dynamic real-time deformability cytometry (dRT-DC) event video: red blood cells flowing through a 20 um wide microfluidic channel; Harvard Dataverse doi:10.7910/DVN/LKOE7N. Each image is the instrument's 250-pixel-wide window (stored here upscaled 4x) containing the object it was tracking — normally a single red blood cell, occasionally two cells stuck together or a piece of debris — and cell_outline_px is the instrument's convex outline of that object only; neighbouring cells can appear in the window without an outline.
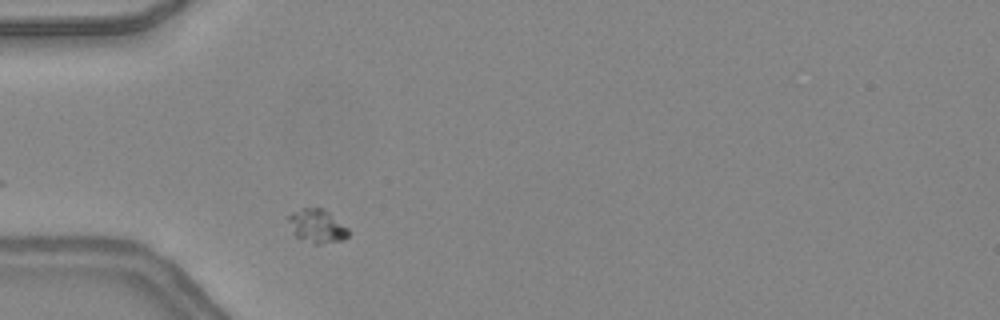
{"species": "common noctule bat (a hibernating species)", "species_latin": "Nyctalus noctula", "temperature_condition": "warm", "stored_images_in_passage": 1, "camera_frame_rate_fps": 3000, "um_per_image_px": 0.085, "animal": {"sex": "female", "body_mass_g": 24.6, "forearm_length_mm": 56.2}, "frame": {"image": 1, "passage_image": 1, "time_ms": 0.0, "image_size_px": [1000, 320], "cell_outline_px": [[348, 236], [344, 240], [320, 244], [312, 244], [296, 236], [288, 220], [288, 216], [292, 212], [304, 208], [320, 208], [328, 212], [348, 228]], "centroid_in_image_um": [26.96, 19.23], "position_along_channel_um": 58.0, "area_um2": 11.5}}